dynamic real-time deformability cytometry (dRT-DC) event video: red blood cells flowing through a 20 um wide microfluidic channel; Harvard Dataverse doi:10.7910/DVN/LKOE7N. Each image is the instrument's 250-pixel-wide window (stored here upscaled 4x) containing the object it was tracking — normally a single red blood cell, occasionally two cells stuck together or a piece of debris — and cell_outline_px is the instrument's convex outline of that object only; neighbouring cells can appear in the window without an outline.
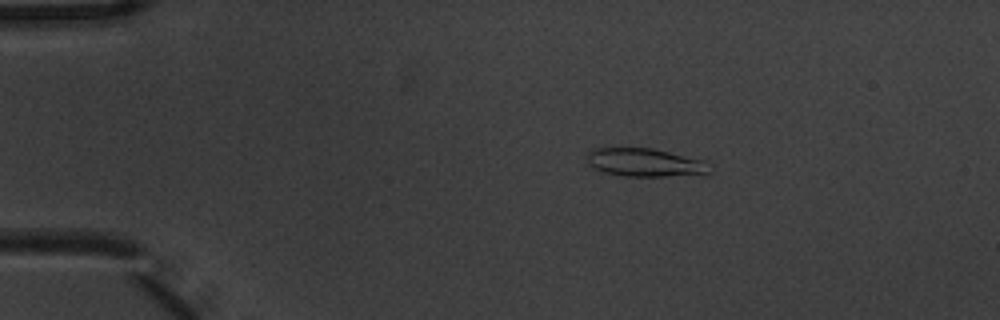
{"species": "common noctule bat (a hibernating species)", "species_latin": "Nyctalus noctula", "temperature_condition": "warm", "stored_images_in_passage": 5, "camera_frame_rate_fps": 3000, "um_per_image_px": 0.085, "animal": {"sex": "male", "body_mass_g": 20.1, "forearm_length_mm": 53.5}, "frame": {"image": 1, "passage_image": 2, "time_ms": 0.333, "image_size_px": [1000, 320], "cell_outline_px": [[712, 172], [704, 176], [624, 176], [604, 172], [592, 168], [588, 164], [588, 152], [596, 148], [652, 148], [700, 160]], "centroid_in_image_um": [54.81, 13.84], "position_along_channel_um": 30.2, "area_um2": 20.11}}
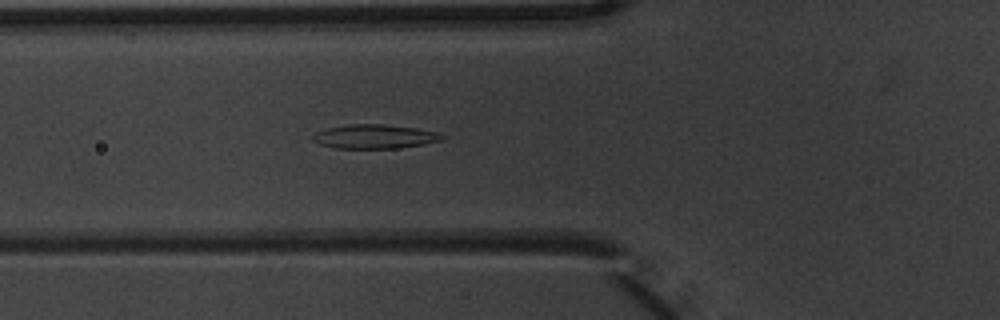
{"frame": {"image": 2, "passage_image": 5, "time_ms": 1.333, "image_size_px": [1000, 320], "cell_outline_px": [[444, 140], [424, 144], [396, 148], [332, 148], [320, 144], [312, 140], [312, 136], [316, 132], [328, 128], [348, 124], [384, 124], [416, 128], [436, 132], [444, 136]], "centroid_in_image_um": [31.83, 11.6], "position_along_channel_um": 94.0, "area_um2": 18.09}}